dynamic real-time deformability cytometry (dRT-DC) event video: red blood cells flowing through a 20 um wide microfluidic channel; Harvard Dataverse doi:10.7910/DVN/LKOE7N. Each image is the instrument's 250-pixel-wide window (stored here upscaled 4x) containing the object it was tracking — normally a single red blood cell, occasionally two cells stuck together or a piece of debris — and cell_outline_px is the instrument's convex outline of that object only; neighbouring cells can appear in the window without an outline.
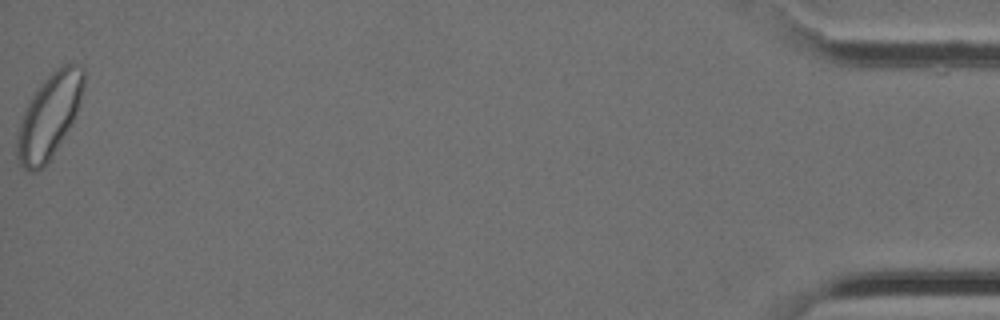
{"species": "Egyptian fruit bat (a non-hibernating species)", "species_latin": "Rousettus aegyptiacus", "temperature_condition": "cold", "stored_images_in_passage": 41, "camera_frame_rate_fps": 3000, "um_per_image_px": 0.085, "animal": {"sex": "female"}, "frame": {"image": 1, "passage_image": 41, "time_ms": 13.333, "image_size_px": [1000, 320], "cell_outline_px": [[84, 84], [80, 104], [68, 128], [48, 164], [44, 168], [36, 172], [32, 172], [24, 168], [20, 164], [16, 156], [16, 140], [24, 108], [32, 96], [44, 80], [60, 64], [76, 64], [84, 68]], "centroid_in_image_um": [4.17, 9.89], "position_along_channel_um": 431.0, "area_um2": 32.48}}